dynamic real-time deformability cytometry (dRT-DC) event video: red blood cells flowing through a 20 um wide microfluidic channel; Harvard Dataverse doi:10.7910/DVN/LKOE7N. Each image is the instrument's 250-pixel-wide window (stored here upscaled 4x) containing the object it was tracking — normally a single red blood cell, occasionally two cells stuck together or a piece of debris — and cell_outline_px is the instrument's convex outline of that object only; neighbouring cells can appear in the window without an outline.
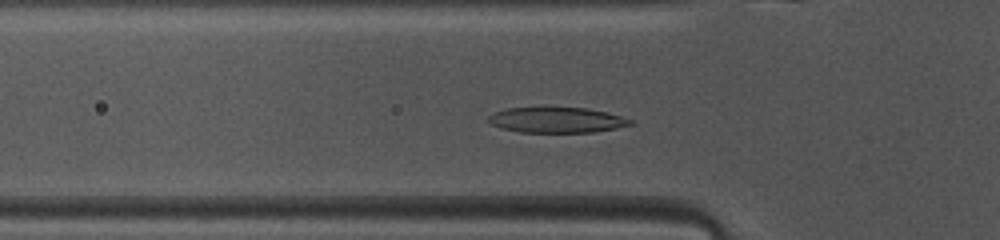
{"species": "common noctule bat (a hibernating species)", "species_latin": "Nyctalus noctula", "temperature_condition": "warm", "stored_images_in_passage": 38, "camera_frame_rate_fps": 3000, "um_per_image_px": 0.085, "animal": {"sex": "female", "body_mass_g": 10.0, "forearm_length_mm": 53.1}, "frame": {"image": 1, "passage_image": 5, "time_ms": 1.333, "image_size_px": [1000, 240], "cell_outline_px": [[636, 124], [596, 132], [520, 132], [500, 128], [492, 124], [488, 120], [488, 116], [496, 112], [508, 108], [588, 108], [620, 116], [632, 120]], "centroid_in_image_um": [47.35, 10.21], "position_along_channel_um": 78.5, "area_um2": 20.87}}
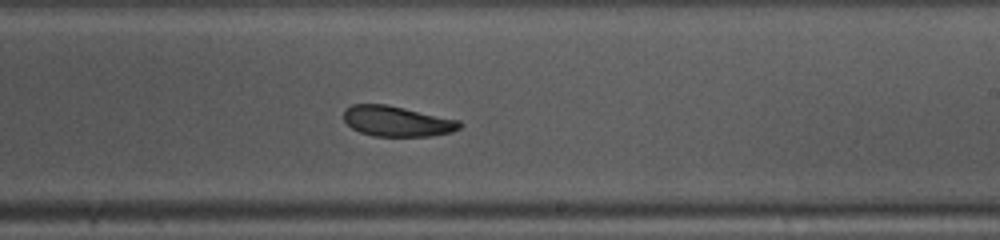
{"frame": {"image": 2, "passage_image": 18, "time_ms": 5.667, "image_size_px": [1000, 240], "cell_outline_px": [[464, 124], [460, 128], [452, 132], [432, 136], [372, 136], [360, 132], [352, 128], [344, 120], [344, 108], [352, 104], [388, 104], [460, 120]], "centroid_in_image_um": [33.76, 10.3], "position_along_channel_um": 255.2, "area_um2": 20.81}}
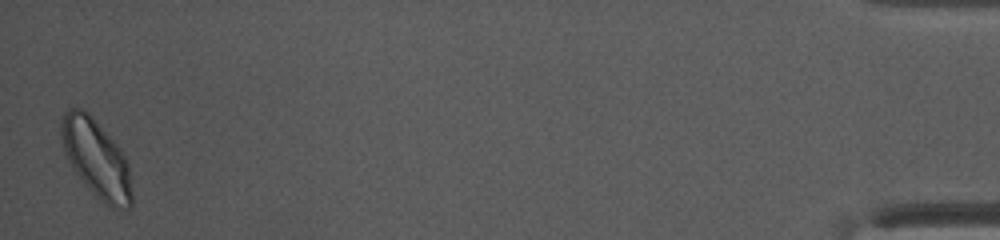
{"frame": {"image": 3, "passage_image": 38, "time_ms": 12.333, "image_size_px": [1000, 240], "cell_outline_px": [[132, 204], [128, 208], [108, 208], [96, 196], [76, 172], [64, 152], [60, 136], [60, 124], [64, 112], [68, 108], [80, 108], [88, 112], [92, 116], [116, 144], [124, 156], [128, 164], [132, 192]], "centroid_in_image_um": [8.18, 13.47], "position_along_channel_um": 427.0, "area_um2": 31.73}, "authors_computed_cell_mechanics": {"area_um2": 21.8773, "velocity_mm_per_s": 4.0603, "shape_relaxation_time_tau1_ms": 1.9688, "shape_relaxation_time_tau2_ms": 1.4328, "deformation_change_tau1": 0.1084, "deformation_change_tau2": 0.0726}}